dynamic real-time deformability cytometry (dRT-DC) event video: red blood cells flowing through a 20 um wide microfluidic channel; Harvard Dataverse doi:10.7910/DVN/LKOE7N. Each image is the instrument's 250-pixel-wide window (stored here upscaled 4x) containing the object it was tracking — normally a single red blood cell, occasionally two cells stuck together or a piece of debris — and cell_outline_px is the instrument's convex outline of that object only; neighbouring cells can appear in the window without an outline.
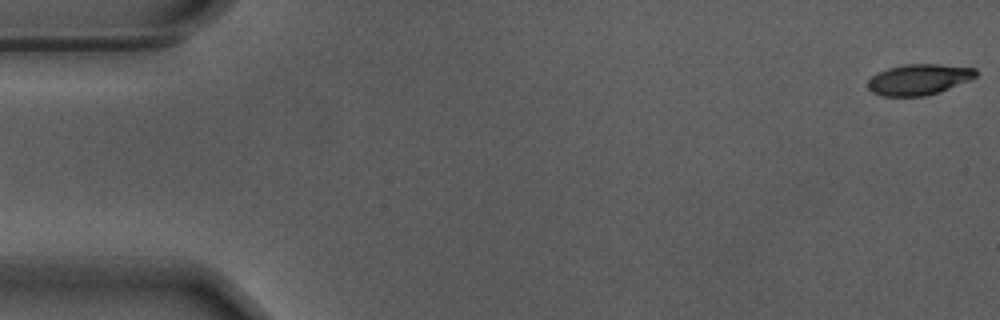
{"species": "Egyptian fruit bat (a non-hibernating species)", "species_latin": "Rousettus aegyptiacus", "temperature_condition": "warm", "stored_images_in_passage": 56, "camera_frame_rate_fps": 3000, "um_per_image_px": 0.085, "animal": {"sex": "male"}, "frame": {"image": 1, "passage_image": 1, "time_ms": 0.0, "image_size_px": [1000, 320], "cell_outline_px": [[976, 76], [968, 80], [940, 92], [924, 96], [880, 96], [872, 92], [868, 88], [868, 80], [872, 76], [888, 68], [904, 64], [940, 64], [976, 68]], "centroid_in_image_um": [78.08, 6.76], "position_along_channel_um": 6.9, "area_um2": 19.31}}
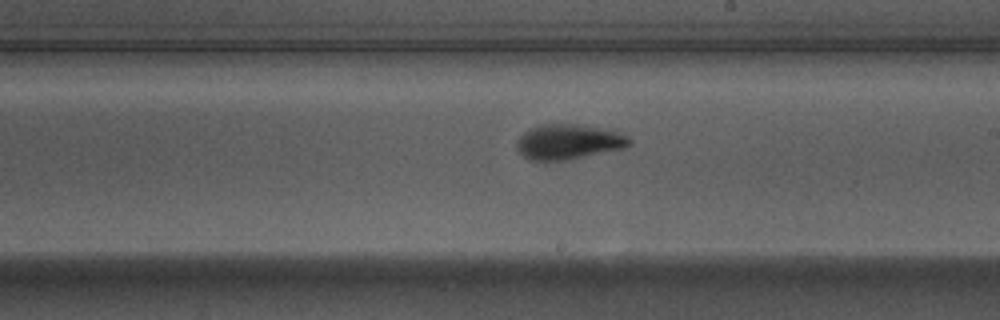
{"frame": {"image": 2, "passage_image": 32, "time_ms": 10.333, "image_size_px": [1000, 320], "cell_outline_px": [[632, 144], [624, 148], [568, 160], [528, 160], [516, 148], [516, 140], [528, 128], [536, 124], [576, 124], [616, 132], [628, 136], [632, 140]], "centroid_in_image_um": [48.28, 12.05], "position_along_channel_um": 240.7, "area_um2": 23.0}}
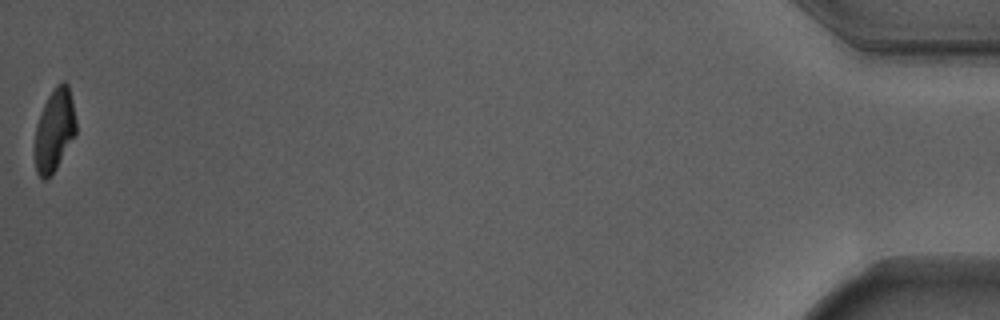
{"frame": {"image": 3, "passage_image": 56, "time_ms": 18.333, "image_size_px": [1000, 320], "cell_outline_px": [[76, 136], [56, 168], [44, 180], [36, 172], [36, 124], [44, 104], [48, 96], [56, 84], [60, 80], [64, 80], [68, 84], [72, 100], [76, 120]], "centroid_in_image_um": [4.66, 11.0], "position_along_channel_um": 430.5, "area_um2": 19.65}, "authors_computed_cell_mechanics": {"area_um2": 21.4438, "velocity_mm_per_s": 3.6891, "shape_relaxation_time_tau1_ms": 2.6638, "shape_relaxation_time_tau2_ms": 1.407, "deformation_change_tau1": 0.1774, "deformation_change_tau2": 0.083}}